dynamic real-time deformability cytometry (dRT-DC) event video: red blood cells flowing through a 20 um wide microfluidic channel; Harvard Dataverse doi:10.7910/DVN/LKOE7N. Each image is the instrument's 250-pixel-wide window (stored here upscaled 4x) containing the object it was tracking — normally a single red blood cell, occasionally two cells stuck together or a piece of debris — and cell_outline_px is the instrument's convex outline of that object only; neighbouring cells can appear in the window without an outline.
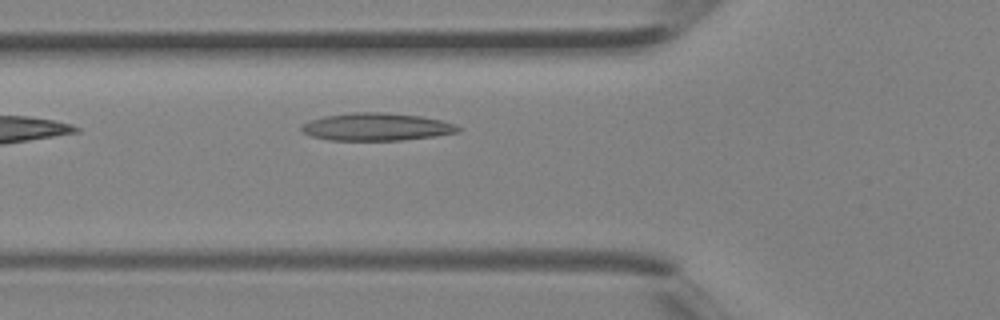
{"species": "Egyptian fruit bat (a non-hibernating species)", "species_latin": "Rousettus aegyptiacus", "temperature_condition": "room temperature", "stored_images_in_passage": 6, "camera_frame_rate_fps": 3000, "um_per_image_px": 0.085, "animal": {"sex": "female"}, "frame": {"image": 1, "passage_image": 6, "time_ms": 1.667, "image_size_px": [1000, 320], "cell_outline_px": [[464, 128], [460, 132], [432, 136], [400, 140], [328, 140], [312, 136], [304, 132], [300, 128], [304, 124], [312, 120], [324, 116], [352, 112], [388, 112], [420, 116], [440, 120], [456, 124]], "centroid_in_image_um": [32.05, 10.77], "position_along_channel_um": 93.7, "area_um2": 25.14}}